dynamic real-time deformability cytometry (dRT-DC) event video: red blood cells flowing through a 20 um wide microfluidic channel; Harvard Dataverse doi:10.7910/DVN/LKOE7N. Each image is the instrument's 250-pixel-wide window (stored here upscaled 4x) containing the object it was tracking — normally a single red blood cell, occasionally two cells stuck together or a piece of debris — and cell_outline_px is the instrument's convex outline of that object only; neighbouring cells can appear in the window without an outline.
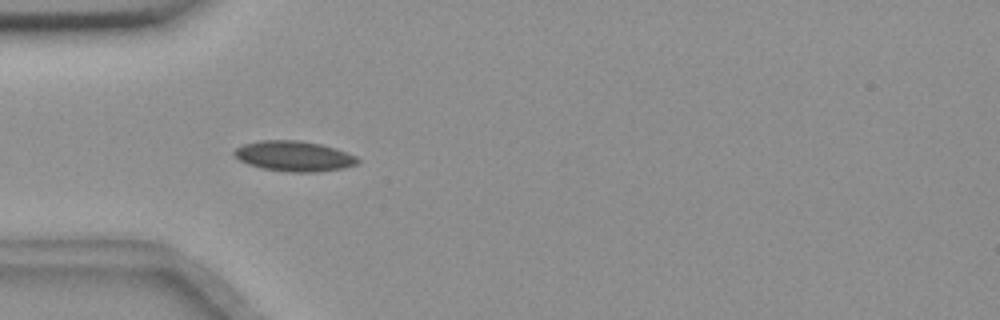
{"species": "common noctule bat (a hibernating species)", "species_latin": "Nyctalus noctula", "temperature_condition": "room temperature", "stored_images_in_passage": 34, "camera_frame_rate_fps": 3000, "um_per_image_px": 0.085, "animal": {"sex": "female", "body_mass_g": 18.4}, "frame": {"image": 1, "passage_image": 2, "time_ms": 0.333, "image_size_px": [1000, 320], "cell_outline_px": [[360, 160], [356, 164], [344, 168], [316, 172], [292, 172], [264, 168], [248, 164], [240, 160], [232, 152], [236, 148], [244, 144], [260, 140], [300, 140], [320, 144], [336, 148], [356, 156]], "centroid_in_image_um": [25.01, 13.26], "position_along_channel_um": 60.0, "area_um2": 21.68}}
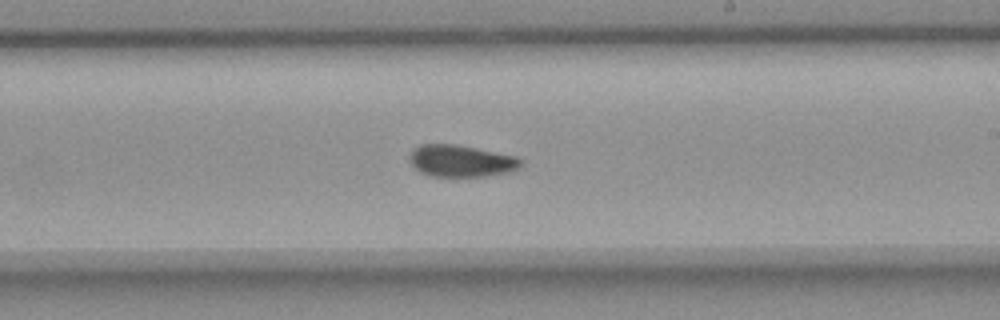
{"frame": {"image": 2, "passage_image": 18, "time_ms": 5.667, "image_size_px": [1000, 320], "cell_outline_px": [[520, 164], [516, 168], [508, 172], [484, 176], [432, 176], [420, 172], [412, 164], [412, 148], [420, 144], [456, 144], [516, 156], [520, 160]], "centroid_in_image_um": [39.17, 13.67], "position_along_channel_um": 249.8, "area_um2": 20.23}}
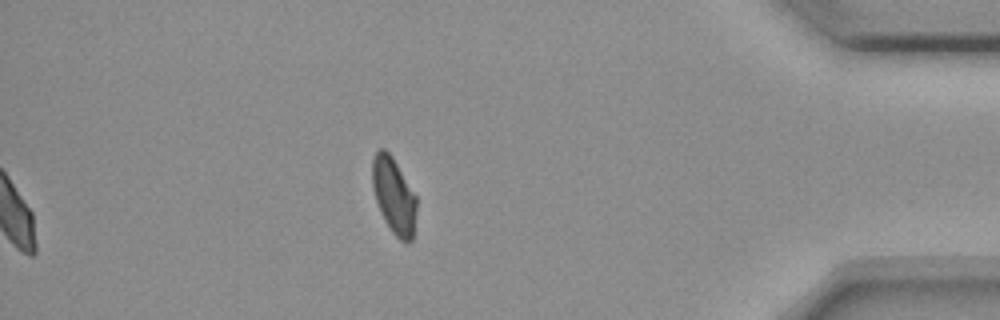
{"frame": {"image": 3, "passage_image": 34, "time_ms": 11.0, "image_size_px": [1000, 320], "cell_outline_px": [[416, 212], [412, 240], [400, 240], [392, 232], [384, 220], [380, 212], [376, 200], [372, 184], [372, 156], [380, 148], [384, 148], [392, 156], [416, 196]], "centroid_in_image_um": [33.46, 16.6], "position_along_channel_um": 401.7, "area_um2": 19.42}, "authors_computed_cell_mechanics": {"area_um2": 20.519, "velocity_mm_per_s": 3.622, "shape_relaxation_time_tau1_ms": 8.8752, "shape_relaxation_time_tau2_ms": 3.3686, "deformation_change_tau1": 0.1292, "deformation_change_tau2": 0.0472}}